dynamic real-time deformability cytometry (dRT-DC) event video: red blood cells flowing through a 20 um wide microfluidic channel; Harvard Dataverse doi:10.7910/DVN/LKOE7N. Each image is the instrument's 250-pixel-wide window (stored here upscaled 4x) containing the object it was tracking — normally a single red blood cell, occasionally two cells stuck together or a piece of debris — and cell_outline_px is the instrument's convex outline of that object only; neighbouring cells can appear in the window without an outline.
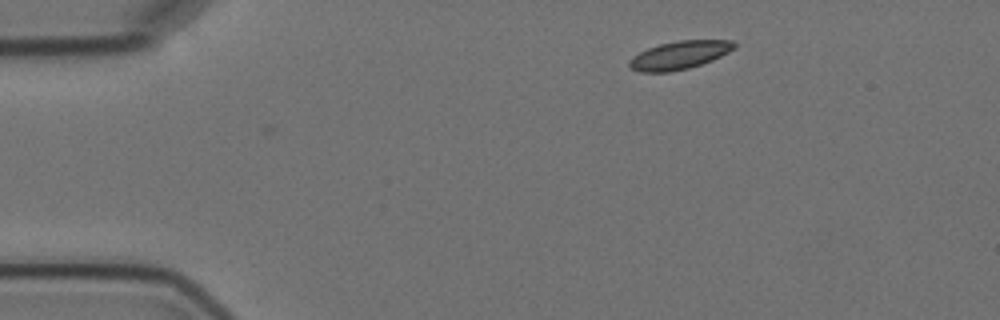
{"species": "Egyptian fruit bat (a non-hibernating species)", "species_latin": "Rousettus aegyptiacus", "temperature_condition": "cold", "stored_images_in_passage": 2, "camera_frame_rate_fps": 3000, "um_per_image_px": 0.085, "animal": {"sex": "female"}, "frame": {"image": 1, "passage_image": 2, "time_ms": 1.0, "image_size_px": [1000, 320], "cell_outline_px": [[736, 48], [712, 60], [688, 68], [668, 72], [640, 72], [632, 68], [628, 64], [628, 60], [632, 56], [648, 48], [660, 44], [676, 40], [732, 40], [736, 44]], "centroid_in_image_um": [57.74, 4.68], "position_along_channel_um": 27.3, "area_um2": 17.17}}